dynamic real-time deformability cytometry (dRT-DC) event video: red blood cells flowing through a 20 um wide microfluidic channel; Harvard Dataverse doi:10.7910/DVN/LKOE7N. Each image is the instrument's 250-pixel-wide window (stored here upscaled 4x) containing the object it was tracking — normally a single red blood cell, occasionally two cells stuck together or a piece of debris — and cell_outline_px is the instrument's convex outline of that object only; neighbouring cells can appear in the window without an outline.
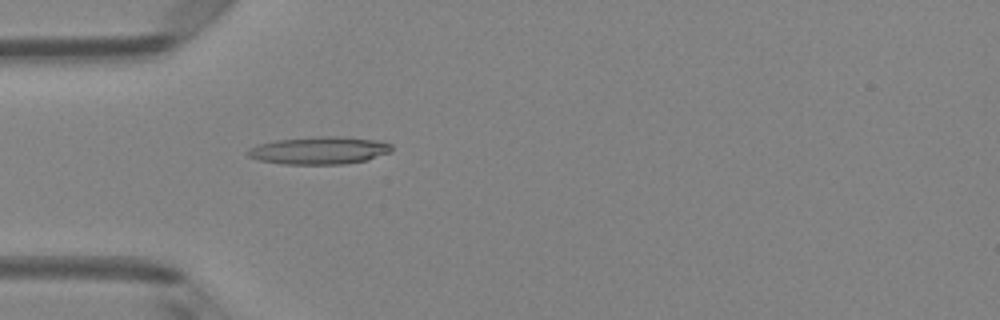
{"species": "Egyptian fruit bat (a non-hibernating species)", "species_latin": "Rousettus aegyptiacus", "temperature_condition": "room temperature", "stored_images_in_passage": 5, "camera_frame_rate_fps": 3000, "um_per_image_px": 0.085, "animal": {"sex": "female"}, "frame": {"image": 1, "passage_image": 5, "time_ms": 1.333, "image_size_px": [1000, 320], "cell_outline_px": [[392, 152], [368, 160], [344, 164], [280, 164], [260, 160], [248, 156], [244, 152], [248, 148], [260, 144], [276, 140], [320, 136], [336, 136], [380, 140], [392, 144]], "centroid_in_image_um": [27.17, 12.79], "position_along_channel_um": 57.8, "area_um2": 23.35}}